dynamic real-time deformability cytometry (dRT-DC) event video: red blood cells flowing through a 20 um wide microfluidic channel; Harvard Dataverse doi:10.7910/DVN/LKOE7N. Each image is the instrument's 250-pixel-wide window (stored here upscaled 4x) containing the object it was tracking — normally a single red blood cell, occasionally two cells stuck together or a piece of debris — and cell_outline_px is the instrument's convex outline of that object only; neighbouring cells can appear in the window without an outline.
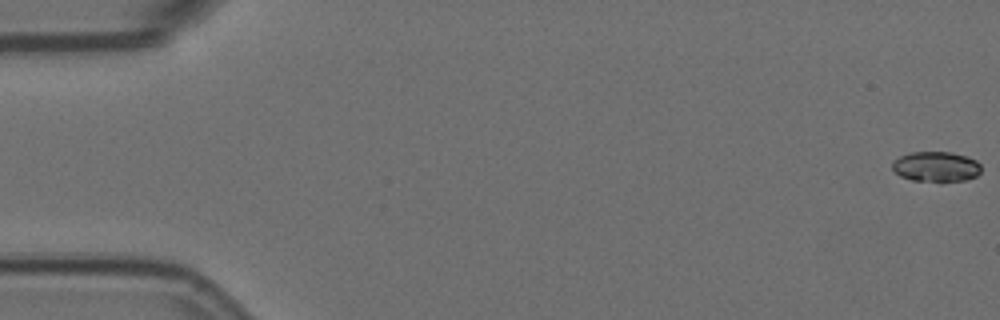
{"species": "Egyptian fruit bat (a non-hibernating species)", "species_latin": "Rousettus aegyptiacus", "temperature_condition": "room temperature", "stored_images_in_passage": 58, "camera_frame_rate_fps": 3000, "um_per_image_px": 0.085, "animal": {"sex": "female"}, "frame": {"image": 1, "passage_image": 1, "time_ms": 0.0, "image_size_px": [1000, 320], "cell_outline_px": [[980, 172], [976, 176], [964, 180], [912, 180], [900, 176], [892, 168], [892, 160], [900, 156], [912, 152], [952, 152], [976, 160], [980, 164]], "centroid_in_image_um": [79.54, 14.14], "position_along_channel_um": 5.5, "area_um2": 15.32}}
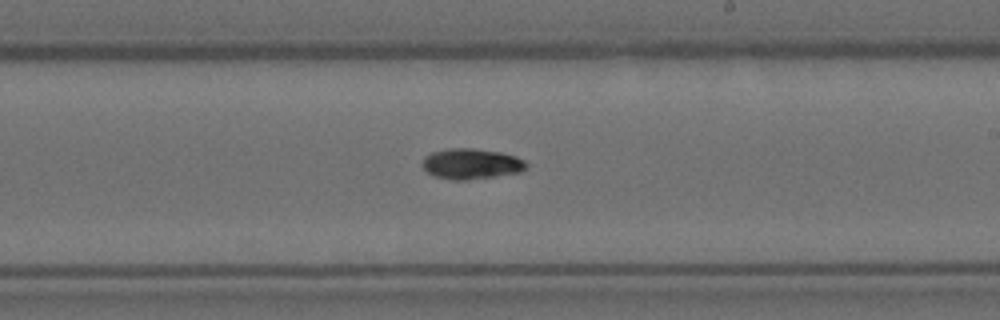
{"frame": {"image": 2, "passage_image": 34, "time_ms": 11.0, "image_size_px": [1000, 320], "cell_outline_px": [[528, 164], [520, 172], [468, 180], [452, 180], [432, 176], [420, 164], [424, 156], [432, 152], [448, 148], [472, 148], [500, 152], [516, 156], [524, 160]], "centroid_in_image_um": [40.01, 13.92], "position_along_channel_um": 249.0, "area_um2": 18.61}}
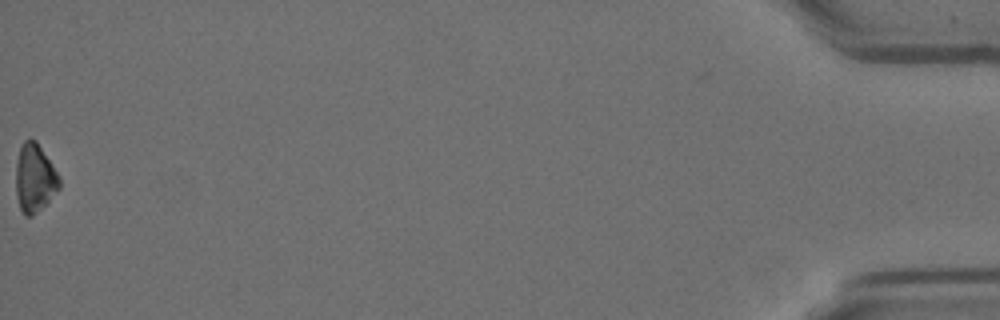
{"frame": {"image": 3, "passage_image": 58, "time_ms": 19.0, "image_size_px": [1000, 320], "cell_outline_px": [[60, 188], [32, 216], [24, 216], [20, 208], [16, 192], [16, 160], [20, 148], [24, 140], [36, 140], [60, 176]], "centroid_in_image_um": [2.94, 15.12], "position_along_channel_um": 432.3, "area_um2": 17.11}, "authors_computed_cell_mechanics": {"area_um2": 17.3689, "velocity_mm_per_s": 3.5768, "shape_relaxation_time_tau1_ms": 4.2141, "shape_relaxation_time_tau2_ms": null, "deformation_change_tau1": 0.1282, "deformation_change_tau2": null}}